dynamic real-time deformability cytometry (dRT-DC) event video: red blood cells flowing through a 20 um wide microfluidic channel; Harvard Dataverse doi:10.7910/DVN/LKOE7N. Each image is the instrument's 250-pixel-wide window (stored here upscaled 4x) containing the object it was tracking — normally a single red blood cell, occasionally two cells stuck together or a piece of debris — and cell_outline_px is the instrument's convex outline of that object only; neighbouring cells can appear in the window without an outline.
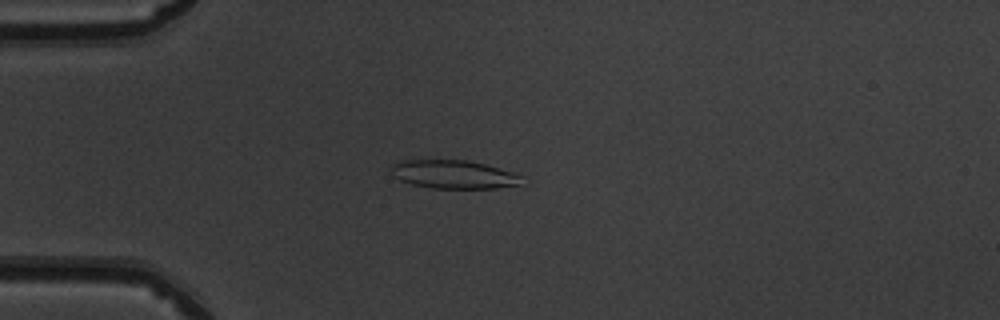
{"species": "common noctule bat (a hibernating species)", "species_latin": "Nyctalus noctula", "temperature_condition": "warm", "stored_images_in_passage": 50, "camera_frame_rate_fps": 3000, "um_per_image_px": 0.085, "animal": {"sex": "male", "body_mass_g": 19.5, "forearm_length_mm": 54.6}, "frame": {"image": 1, "passage_image": 13, "time_ms": 4.0, "image_size_px": [1000, 320], "cell_outline_px": [[524, 184], [496, 188], [432, 188], [412, 184], [400, 180], [392, 176], [392, 164], [404, 160], [468, 160], [484, 164], [524, 176]], "centroid_in_image_um": [38.59, 14.83], "position_along_channel_um": 46.4, "area_um2": 21.62}}
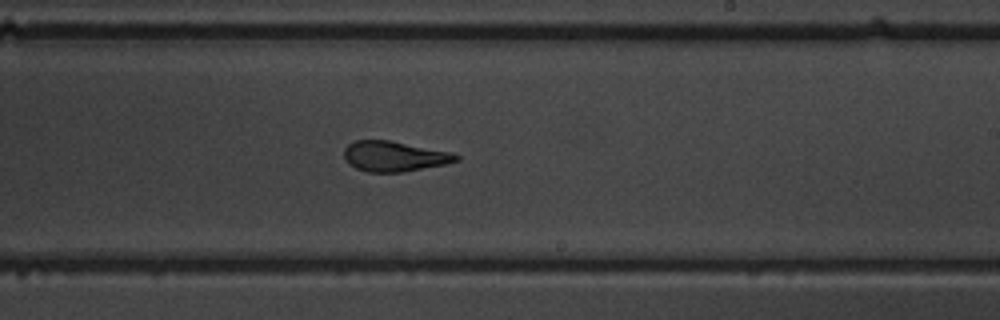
{"frame": {"image": 2, "passage_image": 30, "time_ms": 9.667, "image_size_px": [1000, 320], "cell_outline_px": [[460, 160], [444, 164], [404, 172], [368, 172], [356, 168], [348, 164], [344, 156], [344, 148], [348, 144], [356, 140], [388, 140], [452, 152], [460, 156]], "centroid_in_image_um": [33.5, 13.29], "position_along_channel_um": 255.5, "area_um2": 19.77}}
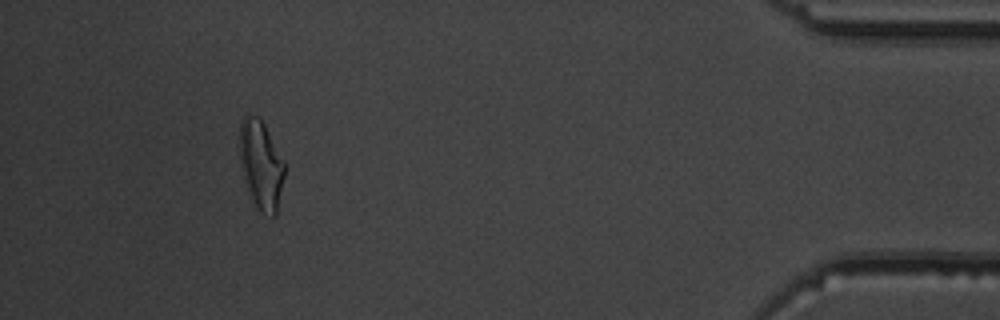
{"frame": {"image": 3, "passage_image": 46, "time_ms": 15.0, "image_size_px": [1000, 320], "cell_outline_px": [[284, 176], [276, 216], [272, 216], [260, 212], [252, 200], [244, 176], [240, 160], [240, 120], [244, 116], [256, 116], [264, 124], [284, 160]], "centroid_in_image_um": [22.2, 14.02], "position_along_channel_um": 413.0, "area_um2": 22.83}, "authors_computed_cell_mechanics": {"area_um2": 21.3282, "velocity_mm_per_s": 4.0425, "shape_relaxation_time_tau1_ms": 6.4794, "shape_relaxation_time_tau2_ms": 1.3473, "deformation_change_tau1": 0.2334, "deformation_change_tau2": 0.1055}}